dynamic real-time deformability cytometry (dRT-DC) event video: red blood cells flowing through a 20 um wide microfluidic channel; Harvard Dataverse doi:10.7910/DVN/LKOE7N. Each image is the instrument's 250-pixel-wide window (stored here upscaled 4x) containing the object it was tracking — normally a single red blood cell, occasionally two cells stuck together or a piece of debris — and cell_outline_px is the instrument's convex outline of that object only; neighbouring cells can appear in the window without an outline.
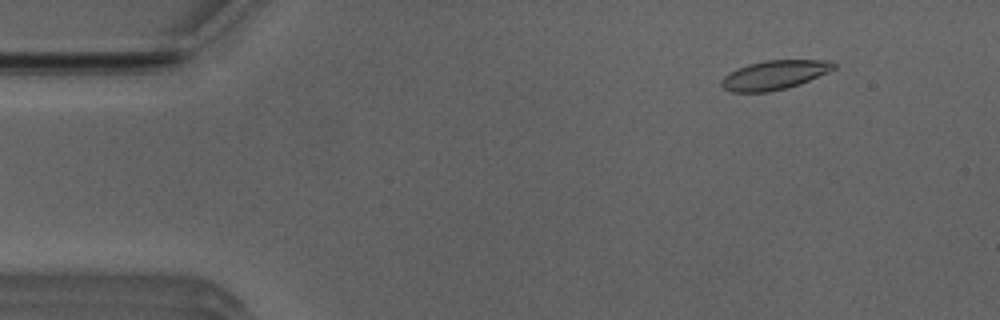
{"species": "Egyptian fruit bat (a non-hibernating species)", "species_latin": "Rousettus aegyptiacus", "temperature_condition": "room temperature", "stored_images_in_passage": 52, "camera_frame_rate_fps": 3000, "um_per_image_px": 0.085, "animal": {"sex": "male"}, "frame": {"image": 1, "passage_image": 6, "time_ms": 1.667, "image_size_px": [1000, 320], "cell_outline_px": [[836, 68], [828, 72], [800, 84], [788, 88], [768, 92], [732, 92], [724, 88], [720, 84], [720, 80], [724, 76], [736, 68], [748, 64], [764, 60], [832, 60], [836, 64]], "centroid_in_image_um": [65.82, 6.37], "position_along_channel_um": 19.2, "area_um2": 19.25}}
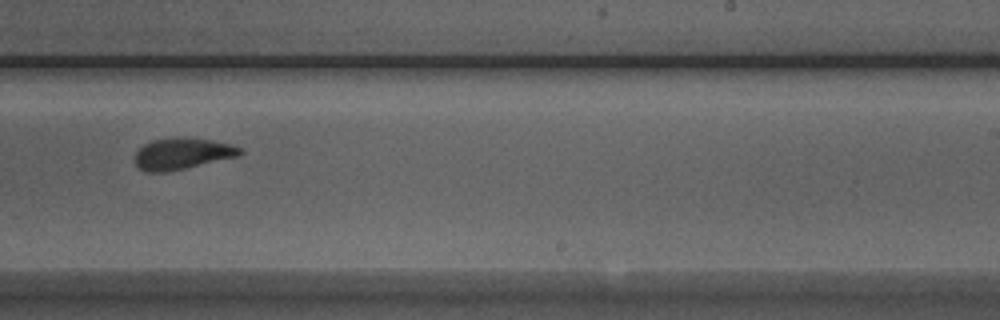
{"frame": {"image": 2, "passage_image": 32, "time_ms": 10.333, "image_size_px": [1000, 320], "cell_outline_px": [[244, 152], [240, 156], [184, 168], [164, 172], [144, 172], [132, 160], [136, 152], [144, 144], [152, 140], [176, 136], [208, 140], [228, 144], [240, 148]], "centroid_in_image_um": [15.44, 13.06], "position_along_channel_um": 273.6, "area_um2": 19.19}}
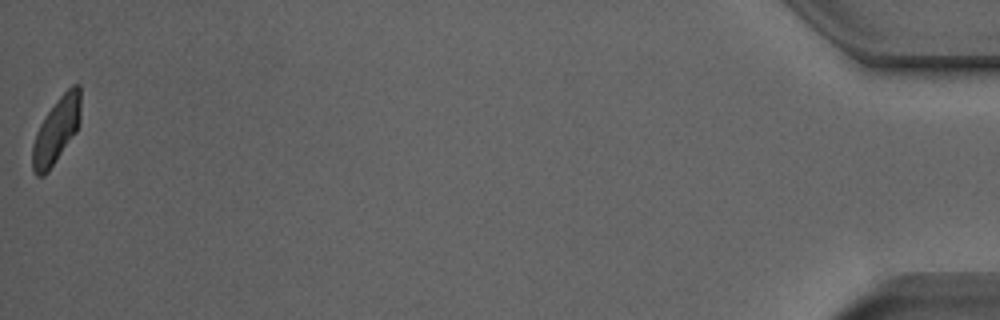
{"frame": {"image": 3, "passage_image": 52, "time_ms": 17.0, "image_size_px": [1000, 320], "cell_outline_px": [[80, 120], [76, 132], [48, 172], [44, 176], [36, 176], [32, 172], [32, 144], [36, 132], [40, 124], [48, 112], [60, 96], [72, 84], [80, 84]], "centroid_in_image_um": [4.78, 11.11], "position_along_channel_um": 430.4, "area_um2": 18.44}, "authors_computed_cell_mechanics": {"area_um2": 19.2763, "velocity_mm_per_s": 3.9287, "shape_relaxation_time_tau1_ms": 5.0074, "shape_relaxation_time_tau2_ms": 1.7849, "deformation_change_tau1": 0.1394, "deformation_change_tau2": 0.0767}}